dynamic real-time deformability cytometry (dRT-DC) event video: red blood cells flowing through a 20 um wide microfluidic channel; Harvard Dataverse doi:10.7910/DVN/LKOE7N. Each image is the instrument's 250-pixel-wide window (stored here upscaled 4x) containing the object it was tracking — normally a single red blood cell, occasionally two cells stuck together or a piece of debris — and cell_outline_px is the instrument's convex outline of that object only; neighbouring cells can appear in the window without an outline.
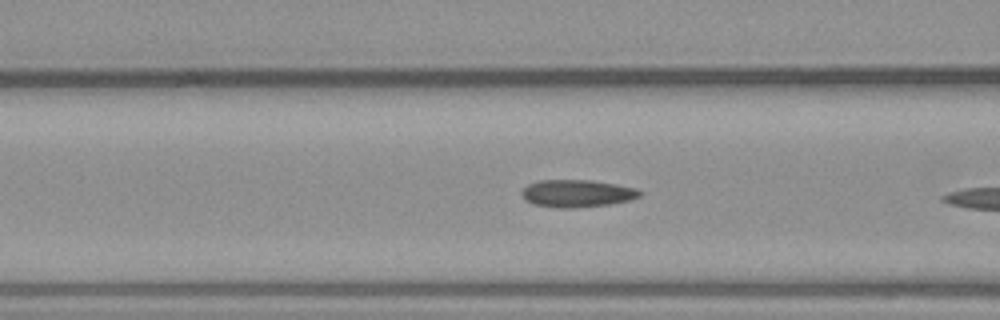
{"species": "common noctule bat (a hibernating species)", "species_latin": "Nyctalus noctula", "temperature_condition": "warm", "stored_images_in_passage": 12, "camera_frame_rate_fps": 3000, "um_per_image_px": 0.085, "animal": {"sex": "male", "body_mass_g": 23.1, "forearm_length_mm": 52.7}, "frame": {"image": 1, "passage_image": 7, "time_ms": 2.0, "image_size_px": [1000, 320], "cell_outline_px": [[644, 192], [640, 196], [632, 200], [608, 204], [576, 208], [556, 208], [532, 204], [524, 200], [520, 192], [528, 184], [540, 180], [592, 180], [616, 184], [636, 188]], "centroid_in_image_um": [49.05, 16.44], "position_along_channel_um": 117.6, "area_um2": 19.13}}
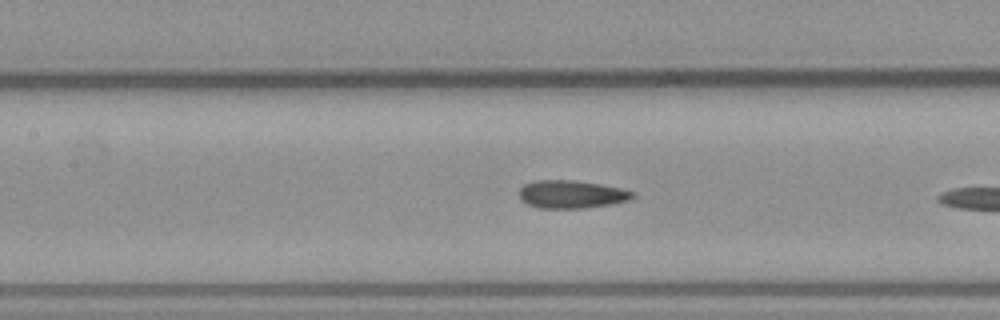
{"frame": {"image": 2, "passage_image": 10, "time_ms": 3.0, "image_size_px": [1000, 320], "cell_outline_px": [[636, 196], [628, 200], [612, 204], [584, 208], [540, 208], [528, 204], [520, 200], [520, 188], [524, 184], [532, 180], [572, 180], [600, 184], [624, 188], [636, 192]], "centroid_in_image_um": [48.6, 16.51], "position_along_channel_um": 158.8, "area_um2": 18.67}}